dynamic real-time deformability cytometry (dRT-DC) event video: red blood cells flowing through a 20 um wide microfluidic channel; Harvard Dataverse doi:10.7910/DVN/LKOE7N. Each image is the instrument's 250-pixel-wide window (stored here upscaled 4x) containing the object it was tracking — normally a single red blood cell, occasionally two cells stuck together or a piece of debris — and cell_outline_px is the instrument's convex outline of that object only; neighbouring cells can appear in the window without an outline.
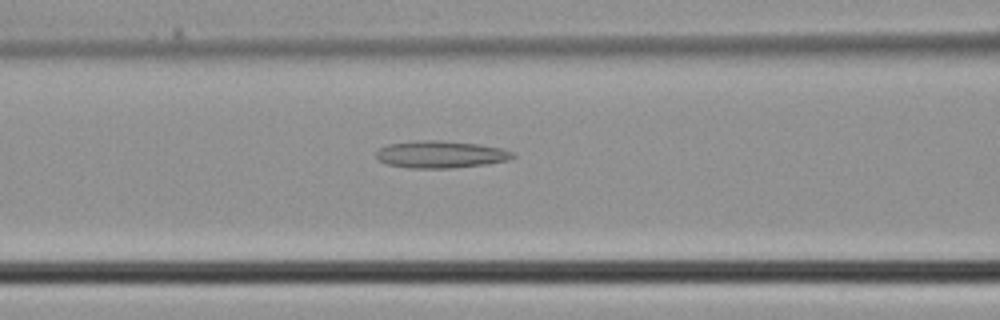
{"species": "common noctule bat (a hibernating species)", "species_latin": "Nyctalus noctula", "temperature_condition": "cold", "stored_images_in_passage": 32, "camera_frame_rate_fps": 3000, "um_per_image_px": 0.085, "animal": {"sex": "male", "body_mass_g": 21.5, "forearm_length_mm": 52.0}, "frame": {"image": 1, "passage_image": 16, "time_ms": 5.0, "image_size_px": [1000, 320], "cell_outline_px": [[516, 156], [508, 160], [484, 164], [452, 168], [408, 168], [388, 164], [380, 160], [376, 156], [376, 152], [380, 148], [388, 144], [424, 140], [440, 140], [480, 144], [500, 148], [512, 152]], "centroid_in_image_um": [37.46, 13.12], "position_along_channel_um": 129.1, "area_um2": 21.44}}
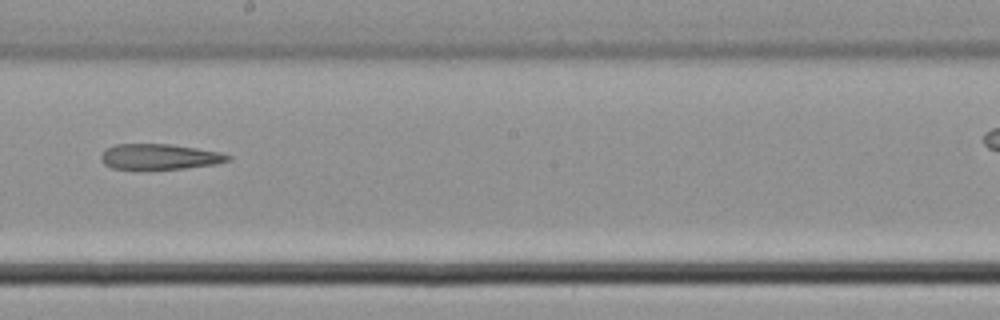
{"frame": {"image": 2, "passage_image": 22, "time_ms": 7.0, "image_size_px": [1000, 320], "cell_outline_px": [[232, 160], [216, 164], [184, 168], [112, 168], [104, 164], [100, 160], [100, 156], [108, 148], [116, 144], [168, 144], [196, 148], [220, 152], [232, 156]], "centroid_in_image_um": [13.6, 13.31], "position_along_channel_um": 234.6, "area_um2": 18.55}}
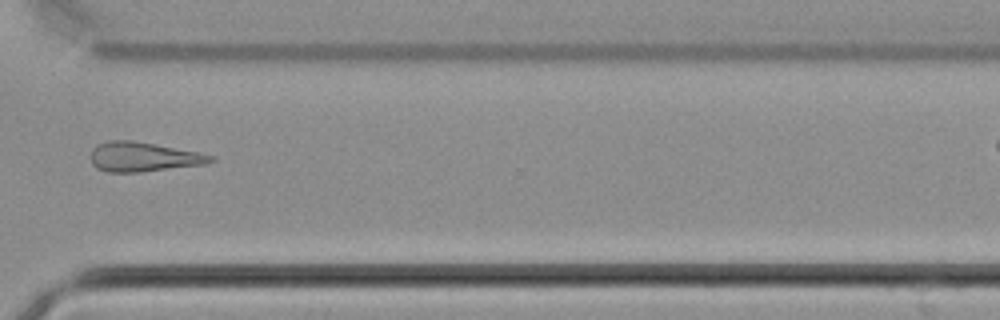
{"frame": {"image": 3, "passage_image": 29, "time_ms": 9.333, "image_size_px": [1000, 320], "cell_outline_px": [[216, 160], [204, 164], [140, 172], [108, 172], [96, 168], [92, 164], [92, 148], [96, 144], [108, 140], [132, 140], [156, 144], [200, 152], [216, 156]], "centroid_in_image_um": [12.19, 13.32], "position_along_channel_um": 358.4, "area_um2": 20.75}}